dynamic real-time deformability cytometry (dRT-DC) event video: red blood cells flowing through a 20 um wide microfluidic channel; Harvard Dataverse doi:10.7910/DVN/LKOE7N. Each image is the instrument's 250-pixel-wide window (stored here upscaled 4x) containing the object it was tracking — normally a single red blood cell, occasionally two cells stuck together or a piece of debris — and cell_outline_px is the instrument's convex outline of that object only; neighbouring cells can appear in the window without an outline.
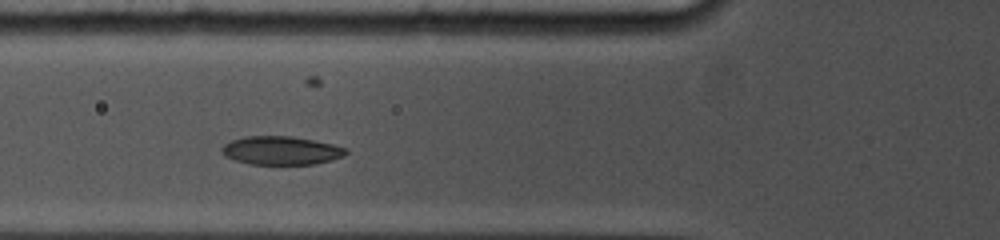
{"species": "common noctule bat (a hibernating species)", "species_latin": "Nyctalus noctula", "temperature_condition": "cold", "stored_images_in_passage": 37, "camera_frame_rate_fps": 5000, "um_per_image_px": 0.085, "animal": {"sex": "female", "body_mass_g": 19.0, "forearm_length_mm": 53.3}, "frame": {"image": 1, "passage_image": 5, "time_ms": 2.6, "image_size_px": [1000, 240], "cell_outline_px": [[348, 152], [344, 156], [332, 160], [316, 164], [248, 164], [224, 156], [220, 152], [220, 148], [224, 144], [232, 140], [244, 136], [292, 136], [332, 144], [348, 148]], "centroid_in_image_um": [23.89, 12.79], "position_along_channel_um": 101.9, "area_um2": 20.75}}
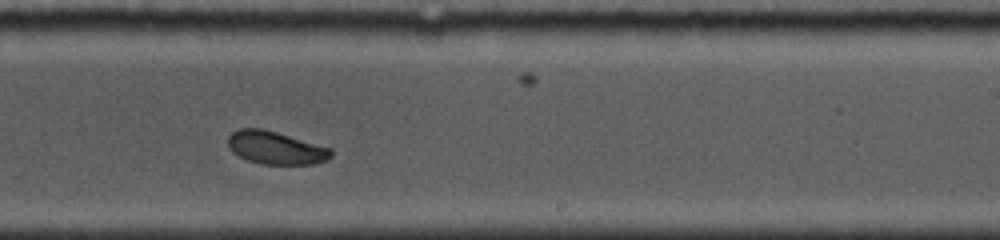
{"frame": {"image": 2, "passage_image": 18, "time_ms": 7.0, "image_size_px": [1000, 240], "cell_outline_px": [[332, 156], [328, 160], [316, 164], [260, 164], [248, 160], [232, 152], [228, 148], [228, 136], [232, 132], [240, 128], [264, 128], [332, 148]], "centroid_in_image_um": [23.45, 12.56], "position_along_channel_um": 265.6, "area_um2": 20.0}}
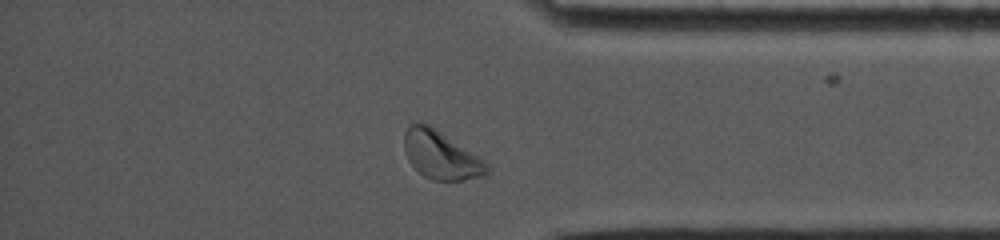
{"frame": {"image": 3, "passage_image": 32, "time_ms": 10.6, "image_size_px": [1000, 240], "cell_outline_px": [[488, 172], [484, 176], [460, 180], [432, 180], [424, 176], [408, 160], [404, 152], [404, 132], [408, 124], [428, 124], [484, 160], [488, 164]], "centroid_in_image_um": [37.45, 13.19], "position_along_channel_um": 397.8, "area_um2": 22.77}}